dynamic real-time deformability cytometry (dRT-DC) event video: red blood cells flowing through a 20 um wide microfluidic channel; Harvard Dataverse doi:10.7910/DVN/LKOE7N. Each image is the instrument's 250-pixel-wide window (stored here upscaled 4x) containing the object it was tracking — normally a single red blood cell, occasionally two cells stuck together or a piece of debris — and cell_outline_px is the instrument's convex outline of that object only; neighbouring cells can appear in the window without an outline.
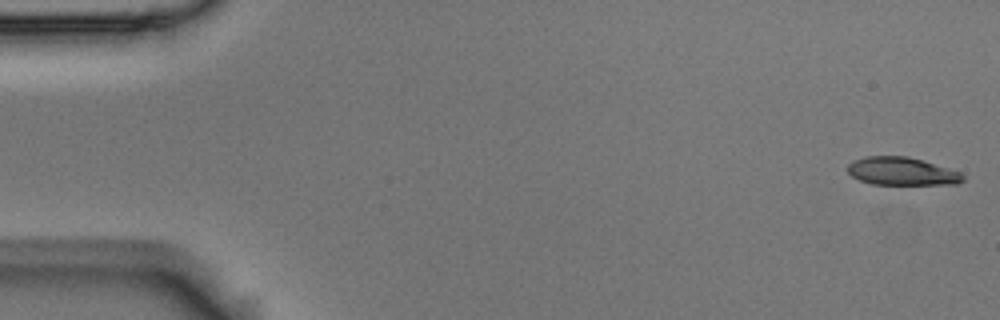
{"species": "Egyptian fruit bat (a non-hibernating species)", "species_latin": "Rousettus aegyptiacus", "temperature_condition": "room temperature", "stored_images_in_passage": 13, "camera_frame_rate_fps": 3000, "um_per_image_px": 0.085, "animal": {"sex": "male"}, "frame": {"image": 1, "passage_image": 1, "time_ms": 0.0, "image_size_px": [1000, 320], "cell_outline_px": [[964, 180], [956, 184], [872, 184], [860, 180], [852, 176], [848, 172], [848, 164], [852, 160], [864, 156], [908, 156], [948, 168], [960, 172], [964, 176]], "centroid_in_image_um": [76.63, 14.55], "position_along_channel_um": 8.4, "area_um2": 18.73}}
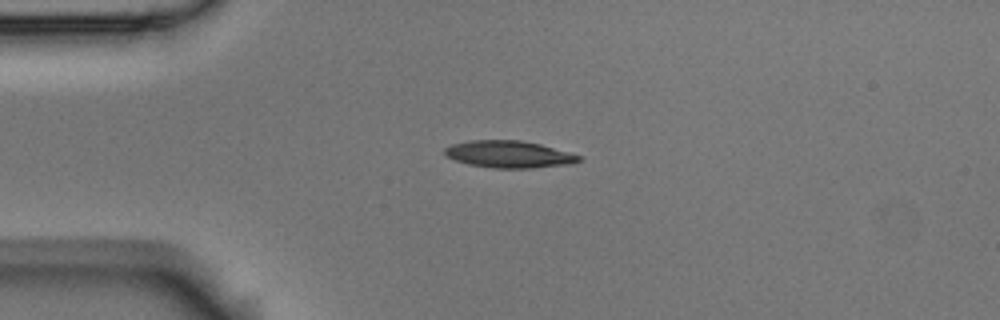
{"frame": {"image": 2, "passage_image": 13, "time_ms": 4.0, "image_size_px": [1000, 320], "cell_outline_px": [[584, 156], [580, 160], [572, 164], [532, 168], [492, 168], [468, 164], [444, 156], [444, 148], [452, 144], [468, 140], [520, 140], [540, 144]], "centroid_in_image_um": [43.26, 13.11], "position_along_channel_um": 41.7, "area_um2": 21.33}}